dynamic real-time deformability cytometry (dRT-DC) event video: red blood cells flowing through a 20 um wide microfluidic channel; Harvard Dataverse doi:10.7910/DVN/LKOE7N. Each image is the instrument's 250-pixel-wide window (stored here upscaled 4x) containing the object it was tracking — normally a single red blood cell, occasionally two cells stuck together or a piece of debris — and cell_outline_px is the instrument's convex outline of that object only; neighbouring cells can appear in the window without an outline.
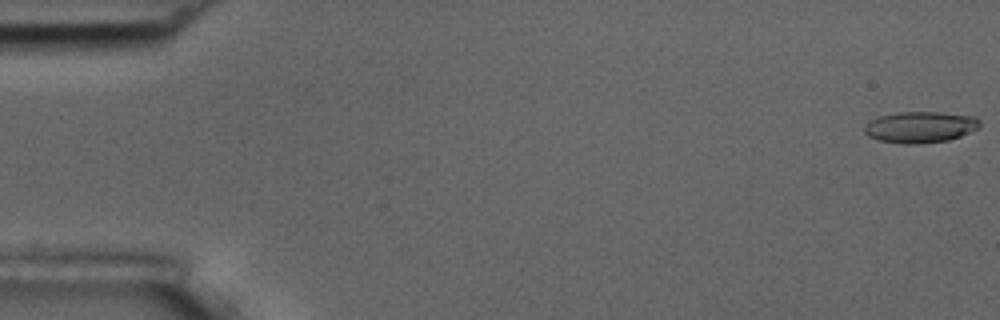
{"species": "common noctule bat (a hibernating species)", "species_latin": "Nyctalus noctula", "temperature_condition": "room temperature", "stored_images_in_passage": 56, "camera_frame_rate_fps": 3000, "um_per_image_px": 0.085, "animal": {"sex": "male", "body_mass_g": 17.5, "forearm_length_mm": 52.3}, "frame": {"image": 1, "passage_image": 1, "time_ms": 0.0, "image_size_px": [1000, 320], "cell_outline_px": [[980, 124], [976, 128], [960, 136], [948, 140], [916, 144], [904, 144], [876, 140], [868, 136], [864, 132], [864, 124], [880, 116], [896, 112], [940, 112], [976, 116], [980, 120]], "centroid_in_image_um": [78.19, 10.8], "position_along_channel_um": 6.8, "area_um2": 21.04}}
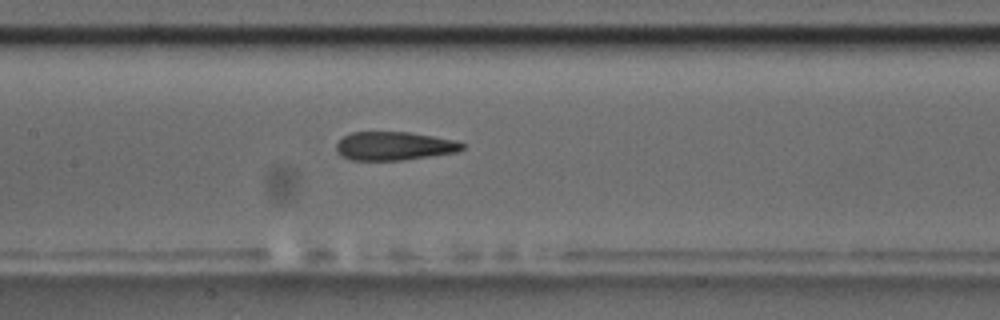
{"frame": {"image": 2, "passage_image": 27, "time_ms": 8.667, "image_size_px": [1000, 320], "cell_outline_px": [[464, 148], [456, 152], [404, 160], [352, 160], [340, 156], [336, 152], [336, 144], [344, 136], [352, 132], [408, 132], [432, 136], [452, 140], [464, 144]], "centroid_in_image_um": [33.45, 12.42], "position_along_channel_um": 173.9, "area_um2": 20.81}}
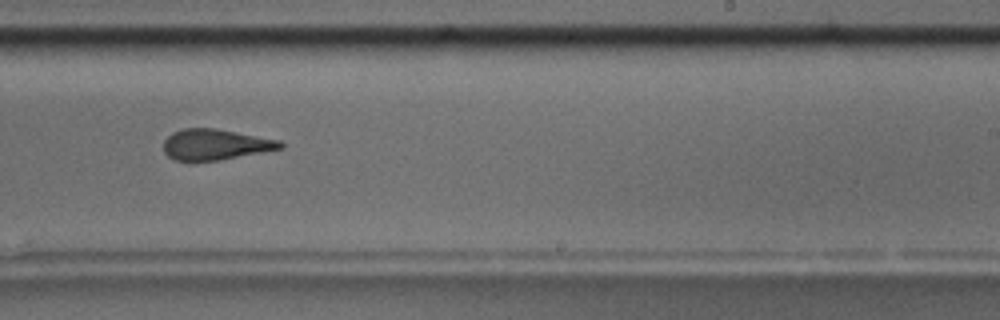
{"frame": {"image": 3, "passage_image": 35, "time_ms": 11.333, "image_size_px": [1000, 320], "cell_outline_px": [[284, 148], [220, 160], [176, 160], [168, 156], [164, 152], [164, 140], [172, 132], [180, 128], [216, 128], [280, 140], [284, 144]], "centroid_in_image_um": [18.31, 12.27], "position_along_channel_um": 270.7, "area_um2": 20.92}, "authors_computed_cell_mechanics": {"area_um2": 21.5594, "velocity_mm_per_s": 3.6458, "shape_relaxation_time_tau1_ms": 9.1225, "shape_relaxation_time_tau2_ms": 2.2845, "deformation_change_tau1": 0.2547, "deformation_change_tau2": 0.1236}}